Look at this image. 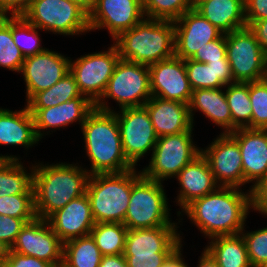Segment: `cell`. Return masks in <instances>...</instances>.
Returning <instances> with one entry per match:
<instances>
[{"instance_id": "6da1fadb", "label": "cell", "mask_w": 267, "mask_h": 267, "mask_svg": "<svg viewBox=\"0 0 267 267\" xmlns=\"http://www.w3.org/2000/svg\"><path fill=\"white\" fill-rule=\"evenodd\" d=\"M251 207V190L246 194L236 187L219 186L215 191L192 201L183 211L211 239L240 234Z\"/></svg>"}, {"instance_id": "7a4b0ae2", "label": "cell", "mask_w": 267, "mask_h": 267, "mask_svg": "<svg viewBox=\"0 0 267 267\" xmlns=\"http://www.w3.org/2000/svg\"><path fill=\"white\" fill-rule=\"evenodd\" d=\"M34 208L38 218L47 219L71 200L86 193L90 174L74 164L32 166Z\"/></svg>"}, {"instance_id": "3957f363", "label": "cell", "mask_w": 267, "mask_h": 267, "mask_svg": "<svg viewBox=\"0 0 267 267\" xmlns=\"http://www.w3.org/2000/svg\"><path fill=\"white\" fill-rule=\"evenodd\" d=\"M93 174L123 173L135 168L125 157L115 112L94 108L81 126Z\"/></svg>"}, {"instance_id": "277c9868", "label": "cell", "mask_w": 267, "mask_h": 267, "mask_svg": "<svg viewBox=\"0 0 267 267\" xmlns=\"http://www.w3.org/2000/svg\"><path fill=\"white\" fill-rule=\"evenodd\" d=\"M114 40L120 59L125 61L150 66L175 56L173 21L145 18Z\"/></svg>"}, {"instance_id": "5b68a950", "label": "cell", "mask_w": 267, "mask_h": 267, "mask_svg": "<svg viewBox=\"0 0 267 267\" xmlns=\"http://www.w3.org/2000/svg\"><path fill=\"white\" fill-rule=\"evenodd\" d=\"M132 169L123 173L90 175L86 194L95 223H122L130 201Z\"/></svg>"}, {"instance_id": "8992f818", "label": "cell", "mask_w": 267, "mask_h": 267, "mask_svg": "<svg viewBox=\"0 0 267 267\" xmlns=\"http://www.w3.org/2000/svg\"><path fill=\"white\" fill-rule=\"evenodd\" d=\"M167 198L161 182L132 169V190L123 224L127 229L177 226L170 222Z\"/></svg>"}, {"instance_id": "52a82bcc", "label": "cell", "mask_w": 267, "mask_h": 267, "mask_svg": "<svg viewBox=\"0 0 267 267\" xmlns=\"http://www.w3.org/2000/svg\"><path fill=\"white\" fill-rule=\"evenodd\" d=\"M110 97L119 103L121 109L144 106L152 97L148 66L119 59L95 108L114 111L103 102L104 98Z\"/></svg>"}, {"instance_id": "ba28073f", "label": "cell", "mask_w": 267, "mask_h": 267, "mask_svg": "<svg viewBox=\"0 0 267 267\" xmlns=\"http://www.w3.org/2000/svg\"><path fill=\"white\" fill-rule=\"evenodd\" d=\"M22 17L38 29L63 35L90 31L88 13L70 0H33Z\"/></svg>"}, {"instance_id": "9c48e42d", "label": "cell", "mask_w": 267, "mask_h": 267, "mask_svg": "<svg viewBox=\"0 0 267 267\" xmlns=\"http://www.w3.org/2000/svg\"><path fill=\"white\" fill-rule=\"evenodd\" d=\"M192 128L178 134L158 137L149 166L141 173L150 180L161 182L175 177L189 163L201 154L193 145Z\"/></svg>"}, {"instance_id": "30bf717a", "label": "cell", "mask_w": 267, "mask_h": 267, "mask_svg": "<svg viewBox=\"0 0 267 267\" xmlns=\"http://www.w3.org/2000/svg\"><path fill=\"white\" fill-rule=\"evenodd\" d=\"M226 52L235 82L265 79L267 55L249 27L226 34Z\"/></svg>"}, {"instance_id": "8fae6325", "label": "cell", "mask_w": 267, "mask_h": 267, "mask_svg": "<svg viewBox=\"0 0 267 267\" xmlns=\"http://www.w3.org/2000/svg\"><path fill=\"white\" fill-rule=\"evenodd\" d=\"M119 59L114 44L108 51L81 56L74 62L70 60L69 71L82 95L95 104L104 94Z\"/></svg>"}, {"instance_id": "7c38bea8", "label": "cell", "mask_w": 267, "mask_h": 267, "mask_svg": "<svg viewBox=\"0 0 267 267\" xmlns=\"http://www.w3.org/2000/svg\"><path fill=\"white\" fill-rule=\"evenodd\" d=\"M115 113L120 129L122 149L127 160L135 167L148 150H154L158 136L144 106L124 108Z\"/></svg>"}, {"instance_id": "4fadbf2b", "label": "cell", "mask_w": 267, "mask_h": 267, "mask_svg": "<svg viewBox=\"0 0 267 267\" xmlns=\"http://www.w3.org/2000/svg\"><path fill=\"white\" fill-rule=\"evenodd\" d=\"M45 219L36 217L27 222L17 235L10 251L53 263L56 267L63 261L64 243L53 232Z\"/></svg>"}, {"instance_id": "5bb4252c", "label": "cell", "mask_w": 267, "mask_h": 267, "mask_svg": "<svg viewBox=\"0 0 267 267\" xmlns=\"http://www.w3.org/2000/svg\"><path fill=\"white\" fill-rule=\"evenodd\" d=\"M144 18L142 0H95L88 14L90 31L107 28L113 39Z\"/></svg>"}, {"instance_id": "9a60e30c", "label": "cell", "mask_w": 267, "mask_h": 267, "mask_svg": "<svg viewBox=\"0 0 267 267\" xmlns=\"http://www.w3.org/2000/svg\"><path fill=\"white\" fill-rule=\"evenodd\" d=\"M200 150L209 164L216 183L221 181L219 186L239 188L244 185L240 147L229 133H221L207 149Z\"/></svg>"}, {"instance_id": "2e32d148", "label": "cell", "mask_w": 267, "mask_h": 267, "mask_svg": "<svg viewBox=\"0 0 267 267\" xmlns=\"http://www.w3.org/2000/svg\"><path fill=\"white\" fill-rule=\"evenodd\" d=\"M148 68L152 96L189 104L193 90L183 59L173 56Z\"/></svg>"}, {"instance_id": "e0dca14e", "label": "cell", "mask_w": 267, "mask_h": 267, "mask_svg": "<svg viewBox=\"0 0 267 267\" xmlns=\"http://www.w3.org/2000/svg\"><path fill=\"white\" fill-rule=\"evenodd\" d=\"M69 64L68 57L48 49L25 58L20 72L26 82L27 102L61 80L69 72Z\"/></svg>"}, {"instance_id": "ac0fdd59", "label": "cell", "mask_w": 267, "mask_h": 267, "mask_svg": "<svg viewBox=\"0 0 267 267\" xmlns=\"http://www.w3.org/2000/svg\"><path fill=\"white\" fill-rule=\"evenodd\" d=\"M175 26V56L191 58L205 44L218 39L223 33L194 9L186 11Z\"/></svg>"}, {"instance_id": "d6986e66", "label": "cell", "mask_w": 267, "mask_h": 267, "mask_svg": "<svg viewBox=\"0 0 267 267\" xmlns=\"http://www.w3.org/2000/svg\"><path fill=\"white\" fill-rule=\"evenodd\" d=\"M46 220L63 243L90 235L95 225L90 200L86 193L71 200L62 209L52 213Z\"/></svg>"}, {"instance_id": "ffe728a7", "label": "cell", "mask_w": 267, "mask_h": 267, "mask_svg": "<svg viewBox=\"0 0 267 267\" xmlns=\"http://www.w3.org/2000/svg\"><path fill=\"white\" fill-rule=\"evenodd\" d=\"M229 134L240 147L244 184L256 181L252 191L267 174V129L240 128Z\"/></svg>"}, {"instance_id": "44dd1931", "label": "cell", "mask_w": 267, "mask_h": 267, "mask_svg": "<svg viewBox=\"0 0 267 267\" xmlns=\"http://www.w3.org/2000/svg\"><path fill=\"white\" fill-rule=\"evenodd\" d=\"M177 226L128 229L123 254L175 253L182 247Z\"/></svg>"}, {"instance_id": "7402d4cb", "label": "cell", "mask_w": 267, "mask_h": 267, "mask_svg": "<svg viewBox=\"0 0 267 267\" xmlns=\"http://www.w3.org/2000/svg\"><path fill=\"white\" fill-rule=\"evenodd\" d=\"M94 108L95 104L88 97H77L57 106L28 109L33 116L35 131L40 140L43 135L40 129L65 127L78 120L82 126Z\"/></svg>"}, {"instance_id": "603a6c76", "label": "cell", "mask_w": 267, "mask_h": 267, "mask_svg": "<svg viewBox=\"0 0 267 267\" xmlns=\"http://www.w3.org/2000/svg\"><path fill=\"white\" fill-rule=\"evenodd\" d=\"M144 107L158 137L185 132L193 126L188 104L152 96Z\"/></svg>"}, {"instance_id": "cb8c5ba5", "label": "cell", "mask_w": 267, "mask_h": 267, "mask_svg": "<svg viewBox=\"0 0 267 267\" xmlns=\"http://www.w3.org/2000/svg\"><path fill=\"white\" fill-rule=\"evenodd\" d=\"M181 185L178 202L183 210L195 199L211 193L217 185L207 160L202 154L187 164L176 176Z\"/></svg>"}, {"instance_id": "d4e9b609", "label": "cell", "mask_w": 267, "mask_h": 267, "mask_svg": "<svg viewBox=\"0 0 267 267\" xmlns=\"http://www.w3.org/2000/svg\"><path fill=\"white\" fill-rule=\"evenodd\" d=\"M194 10L216 26L223 34L247 26L245 0H207L199 4Z\"/></svg>"}, {"instance_id": "484cf974", "label": "cell", "mask_w": 267, "mask_h": 267, "mask_svg": "<svg viewBox=\"0 0 267 267\" xmlns=\"http://www.w3.org/2000/svg\"><path fill=\"white\" fill-rule=\"evenodd\" d=\"M21 111L0 108V145L33 146L39 139L34 119L27 106Z\"/></svg>"}, {"instance_id": "4316f807", "label": "cell", "mask_w": 267, "mask_h": 267, "mask_svg": "<svg viewBox=\"0 0 267 267\" xmlns=\"http://www.w3.org/2000/svg\"><path fill=\"white\" fill-rule=\"evenodd\" d=\"M189 115L193 123V110L199 109L212 122L220 125L225 131L232 132V117L225 97L220 88L193 90L188 104Z\"/></svg>"}, {"instance_id": "83f0119b", "label": "cell", "mask_w": 267, "mask_h": 267, "mask_svg": "<svg viewBox=\"0 0 267 267\" xmlns=\"http://www.w3.org/2000/svg\"><path fill=\"white\" fill-rule=\"evenodd\" d=\"M184 63L192 90L222 88L236 83L228 59L206 64L189 58Z\"/></svg>"}, {"instance_id": "f1b7e54d", "label": "cell", "mask_w": 267, "mask_h": 267, "mask_svg": "<svg viewBox=\"0 0 267 267\" xmlns=\"http://www.w3.org/2000/svg\"><path fill=\"white\" fill-rule=\"evenodd\" d=\"M210 245L205 248L216 260L219 267H252L243 236L226 235L211 238Z\"/></svg>"}, {"instance_id": "f546056e", "label": "cell", "mask_w": 267, "mask_h": 267, "mask_svg": "<svg viewBox=\"0 0 267 267\" xmlns=\"http://www.w3.org/2000/svg\"><path fill=\"white\" fill-rule=\"evenodd\" d=\"M102 254L91 235L69 240L63 245L64 267H99Z\"/></svg>"}, {"instance_id": "4dcf8cb0", "label": "cell", "mask_w": 267, "mask_h": 267, "mask_svg": "<svg viewBox=\"0 0 267 267\" xmlns=\"http://www.w3.org/2000/svg\"><path fill=\"white\" fill-rule=\"evenodd\" d=\"M18 160H0V197L34 194L33 171L29 174Z\"/></svg>"}, {"instance_id": "1f68e13d", "label": "cell", "mask_w": 267, "mask_h": 267, "mask_svg": "<svg viewBox=\"0 0 267 267\" xmlns=\"http://www.w3.org/2000/svg\"><path fill=\"white\" fill-rule=\"evenodd\" d=\"M225 97L232 117V132L240 128L252 129L249 82L229 84L225 92Z\"/></svg>"}, {"instance_id": "d6a6232c", "label": "cell", "mask_w": 267, "mask_h": 267, "mask_svg": "<svg viewBox=\"0 0 267 267\" xmlns=\"http://www.w3.org/2000/svg\"><path fill=\"white\" fill-rule=\"evenodd\" d=\"M77 97H86L80 92L70 71L51 88L36 93L28 102V108H48L68 102Z\"/></svg>"}, {"instance_id": "836d02e7", "label": "cell", "mask_w": 267, "mask_h": 267, "mask_svg": "<svg viewBox=\"0 0 267 267\" xmlns=\"http://www.w3.org/2000/svg\"><path fill=\"white\" fill-rule=\"evenodd\" d=\"M127 227L122 223H95L90 235L102 255L123 254Z\"/></svg>"}, {"instance_id": "e575fe53", "label": "cell", "mask_w": 267, "mask_h": 267, "mask_svg": "<svg viewBox=\"0 0 267 267\" xmlns=\"http://www.w3.org/2000/svg\"><path fill=\"white\" fill-rule=\"evenodd\" d=\"M24 60L12 38V17L0 16V67L20 72Z\"/></svg>"}, {"instance_id": "d590c367", "label": "cell", "mask_w": 267, "mask_h": 267, "mask_svg": "<svg viewBox=\"0 0 267 267\" xmlns=\"http://www.w3.org/2000/svg\"><path fill=\"white\" fill-rule=\"evenodd\" d=\"M143 13L149 19L176 21L192 10L191 0H142Z\"/></svg>"}, {"instance_id": "8d00e7d4", "label": "cell", "mask_w": 267, "mask_h": 267, "mask_svg": "<svg viewBox=\"0 0 267 267\" xmlns=\"http://www.w3.org/2000/svg\"><path fill=\"white\" fill-rule=\"evenodd\" d=\"M36 29L38 28L22 16L12 17V38L25 58L46 50L40 46V37Z\"/></svg>"}, {"instance_id": "74e56055", "label": "cell", "mask_w": 267, "mask_h": 267, "mask_svg": "<svg viewBox=\"0 0 267 267\" xmlns=\"http://www.w3.org/2000/svg\"><path fill=\"white\" fill-rule=\"evenodd\" d=\"M252 129H267V81L249 82Z\"/></svg>"}, {"instance_id": "f35d334b", "label": "cell", "mask_w": 267, "mask_h": 267, "mask_svg": "<svg viewBox=\"0 0 267 267\" xmlns=\"http://www.w3.org/2000/svg\"><path fill=\"white\" fill-rule=\"evenodd\" d=\"M14 218H36L34 194H16L0 197V215Z\"/></svg>"}, {"instance_id": "ab89813d", "label": "cell", "mask_w": 267, "mask_h": 267, "mask_svg": "<svg viewBox=\"0 0 267 267\" xmlns=\"http://www.w3.org/2000/svg\"><path fill=\"white\" fill-rule=\"evenodd\" d=\"M241 234L246 242L249 262L252 267H262L267 263V227Z\"/></svg>"}, {"instance_id": "60d3db41", "label": "cell", "mask_w": 267, "mask_h": 267, "mask_svg": "<svg viewBox=\"0 0 267 267\" xmlns=\"http://www.w3.org/2000/svg\"><path fill=\"white\" fill-rule=\"evenodd\" d=\"M190 59L206 64L210 61H226V34H222L218 39L205 44Z\"/></svg>"}, {"instance_id": "b9f144b4", "label": "cell", "mask_w": 267, "mask_h": 267, "mask_svg": "<svg viewBox=\"0 0 267 267\" xmlns=\"http://www.w3.org/2000/svg\"><path fill=\"white\" fill-rule=\"evenodd\" d=\"M35 218H14L7 215H0V241L10 248L20 233L22 227Z\"/></svg>"}, {"instance_id": "7bdbcfd3", "label": "cell", "mask_w": 267, "mask_h": 267, "mask_svg": "<svg viewBox=\"0 0 267 267\" xmlns=\"http://www.w3.org/2000/svg\"><path fill=\"white\" fill-rule=\"evenodd\" d=\"M174 253L123 254L128 267H163Z\"/></svg>"}, {"instance_id": "ee69618b", "label": "cell", "mask_w": 267, "mask_h": 267, "mask_svg": "<svg viewBox=\"0 0 267 267\" xmlns=\"http://www.w3.org/2000/svg\"><path fill=\"white\" fill-rule=\"evenodd\" d=\"M6 267H56L53 263L35 258L33 256L22 255L17 252L10 251Z\"/></svg>"}, {"instance_id": "f6af8a7d", "label": "cell", "mask_w": 267, "mask_h": 267, "mask_svg": "<svg viewBox=\"0 0 267 267\" xmlns=\"http://www.w3.org/2000/svg\"><path fill=\"white\" fill-rule=\"evenodd\" d=\"M267 18V0H245V21L247 27L254 21Z\"/></svg>"}, {"instance_id": "bcb514c9", "label": "cell", "mask_w": 267, "mask_h": 267, "mask_svg": "<svg viewBox=\"0 0 267 267\" xmlns=\"http://www.w3.org/2000/svg\"><path fill=\"white\" fill-rule=\"evenodd\" d=\"M33 0H0V16H7L11 11V17L22 16L30 7Z\"/></svg>"}, {"instance_id": "7dc6e473", "label": "cell", "mask_w": 267, "mask_h": 267, "mask_svg": "<svg viewBox=\"0 0 267 267\" xmlns=\"http://www.w3.org/2000/svg\"><path fill=\"white\" fill-rule=\"evenodd\" d=\"M248 27L254 33L257 42L267 55V18L254 21Z\"/></svg>"}, {"instance_id": "c3c4849f", "label": "cell", "mask_w": 267, "mask_h": 267, "mask_svg": "<svg viewBox=\"0 0 267 267\" xmlns=\"http://www.w3.org/2000/svg\"><path fill=\"white\" fill-rule=\"evenodd\" d=\"M253 209L267 215V187H254L252 190Z\"/></svg>"}, {"instance_id": "681fc988", "label": "cell", "mask_w": 267, "mask_h": 267, "mask_svg": "<svg viewBox=\"0 0 267 267\" xmlns=\"http://www.w3.org/2000/svg\"><path fill=\"white\" fill-rule=\"evenodd\" d=\"M99 267H128L123 254L103 255Z\"/></svg>"}, {"instance_id": "f907efd6", "label": "cell", "mask_w": 267, "mask_h": 267, "mask_svg": "<svg viewBox=\"0 0 267 267\" xmlns=\"http://www.w3.org/2000/svg\"><path fill=\"white\" fill-rule=\"evenodd\" d=\"M181 248H179L164 264L163 267H187L186 263H184L181 258Z\"/></svg>"}, {"instance_id": "816d5d0a", "label": "cell", "mask_w": 267, "mask_h": 267, "mask_svg": "<svg viewBox=\"0 0 267 267\" xmlns=\"http://www.w3.org/2000/svg\"><path fill=\"white\" fill-rule=\"evenodd\" d=\"M197 267H219V265L211 256V254L205 249Z\"/></svg>"}, {"instance_id": "f5cc1de1", "label": "cell", "mask_w": 267, "mask_h": 267, "mask_svg": "<svg viewBox=\"0 0 267 267\" xmlns=\"http://www.w3.org/2000/svg\"><path fill=\"white\" fill-rule=\"evenodd\" d=\"M10 252V247L0 241V266H4Z\"/></svg>"}, {"instance_id": "db71d44e", "label": "cell", "mask_w": 267, "mask_h": 267, "mask_svg": "<svg viewBox=\"0 0 267 267\" xmlns=\"http://www.w3.org/2000/svg\"><path fill=\"white\" fill-rule=\"evenodd\" d=\"M70 1L78 4L88 14L93 9L95 3V0H70Z\"/></svg>"}, {"instance_id": "11a10c76", "label": "cell", "mask_w": 267, "mask_h": 267, "mask_svg": "<svg viewBox=\"0 0 267 267\" xmlns=\"http://www.w3.org/2000/svg\"><path fill=\"white\" fill-rule=\"evenodd\" d=\"M205 1H207V0H191V4H192L193 9H195L199 4H201Z\"/></svg>"}, {"instance_id": "9f6ffc18", "label": "cell", "mask_w": 267, "mask_h": 267, "mask_svg": "<svg viewBox=\"0 0 267 267\" xmlns=\"http://www.w3.org/2000/svg\"><path fill=\"white\" fill-rule=\"evenodd\" d=\"M255 187H267V174L266 176L260 181V183Z\"/></svg>"}, {"instance_id": "6f0895ef", "label": "cell", "mask_w": 267, "mask_h": 267, "mask_svg": "<svg viewBox=\"0 0 267 267\" xmlns=\"http://www.w3.org/2000/svg\"><path fill=\"white\" fill-rule=\"evenodd\" d=\"M0 160H18V158L17 157H14V156H3V155H1L0 156Z\"/></svg>"}, {"instance_id": "680465c9", "label": "cell", "mask_w": 267, "mask_h": 267, "mask_svg": "<svg viewBox=\"0 0 267 267\" xmlns=\"http://www.w3.org/2000/svg\"><path fill=\"white\" fill-rule=\"evenodd\" d=\"M265 80L267 81V61H266V73H265Z\"/></svg>"}]
</instances>
